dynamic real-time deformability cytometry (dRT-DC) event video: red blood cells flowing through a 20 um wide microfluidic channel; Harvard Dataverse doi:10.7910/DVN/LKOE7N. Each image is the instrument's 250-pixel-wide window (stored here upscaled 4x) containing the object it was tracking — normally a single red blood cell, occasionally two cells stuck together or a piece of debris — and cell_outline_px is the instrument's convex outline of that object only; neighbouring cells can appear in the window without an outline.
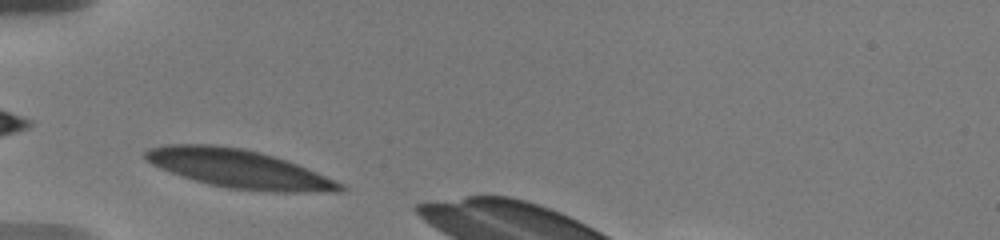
{"species": "human", "species_latin": "Homo sapiens", "temperature_condition": "warm", "stored_images_in_passage": 4, "camera_frame_rate_fps": 3000, "um_per_image_px": 0.085, "donor": {"sex": "male"}, "frame": {"image": 1, "passage_image": 1, "time_ms": 0.0, "image_size_px": [1000, 240], "cell_outline_px": [[348, 188], [340, 192], [268, 192], [228, 188], [196, 180], [160, 168], [144, 160], [144, 152], [148, 148], [164, 144], [212, 144], [244, 148], [260, 152], [296, 164], [316, 172], [344, 184]], "centroid_in_image_um": [20.31, 14.34], "position_along_channel_um": 64.7, "area_um2": 43.52}}
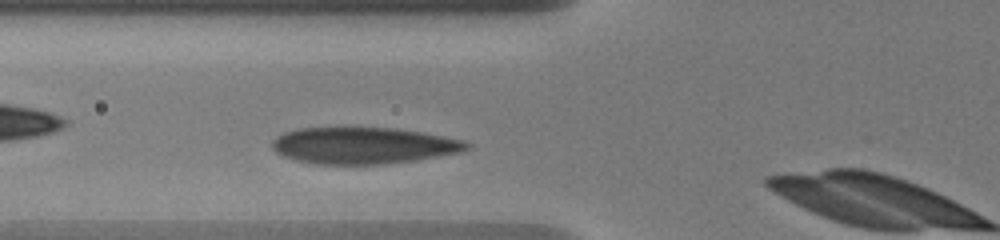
{"frame": {"image": 2, "passage_image": 3, "time_ms": 1.0, "image_size_px": [1000, 240], "cell_outline_px": [[472, 148], [460, 152], [416, 160], [384, 164], [316, 164], [296, 160], [284, 156], [276, 152], [272, 148], [272, 140], [276, 136], [284, 132], [300, 128], [396, 128], [444, 136], [464, 140], [472, 144]], "centroid_in_image_um": [30.91, 12.37], "position_along_channel_um": 94.9, "area_um2": 41.5}}